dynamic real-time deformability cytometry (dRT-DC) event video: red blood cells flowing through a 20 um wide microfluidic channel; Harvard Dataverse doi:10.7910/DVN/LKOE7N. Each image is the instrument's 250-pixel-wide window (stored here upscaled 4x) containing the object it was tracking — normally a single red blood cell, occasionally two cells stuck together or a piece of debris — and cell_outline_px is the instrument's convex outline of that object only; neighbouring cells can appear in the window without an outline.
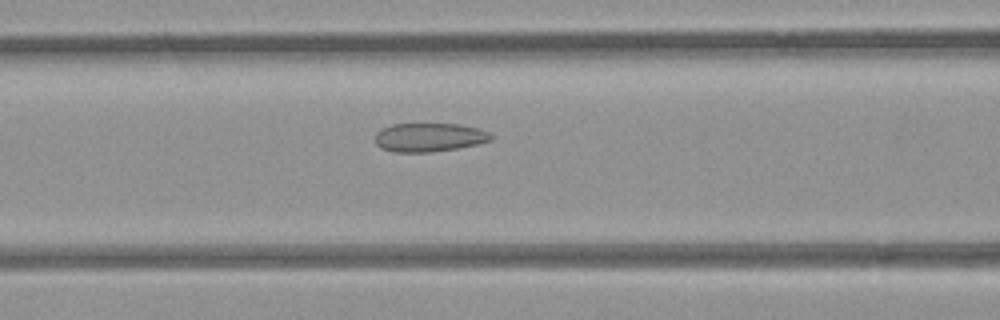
{"species": "common noctule bat (a hibernating species)", "species_latin": "Nyctalus noctula", "temperature_condition": "room temperature", "stored_images_in_passage": 36, "camera_frame_rate_fps": 3000, "um_per_image_px": 0.085, "animal": {"sex": "female", "body_mass_g": 21.9}, "frame": {"image": 1, "passage_image": 6, "time_ms": 1.667, "image_size_px": [1000, 320], "cell_outline_px": [[492, 140], [476, 144], [456, 148], [428, 152], [396, 152], [380, 148], [376, 144], [376, 132], [392, 124], [460, 124], [480, 128], [488, 132], [492, 136]], "centroid_in_image_um": [36.48, 11.67], "position_along_channel_um": 130.1, "area_um2": 19.25}}
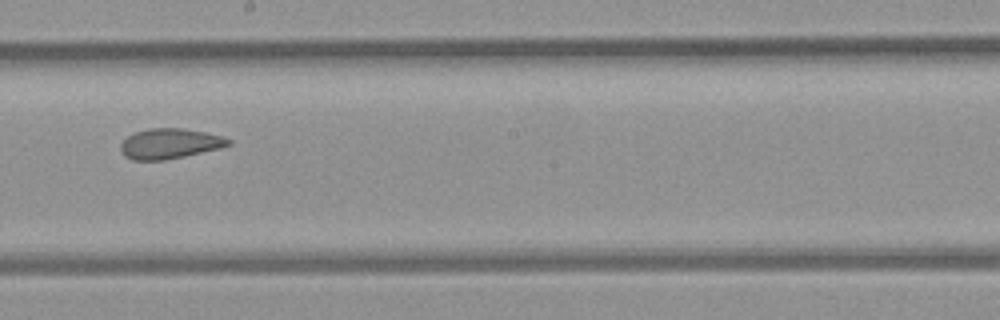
{"frame": {"image": 2, "passage_image": 14, "time_ms": 4.333, "image_size_px": [1000, 320], "cell_outline_px": [[232, 144], [220, 148], [184, 156], [164, 160], [132, 160], [124, 156], [120, 152], [120, 144], [128, 136], [136, 132], [148, 128], [184, 128], [224, 136], [232, 140]], "centroid_in_image_um": [14.43, 12.21], "position_along_channel_um": 233.8, "area_um2": 19.07}}
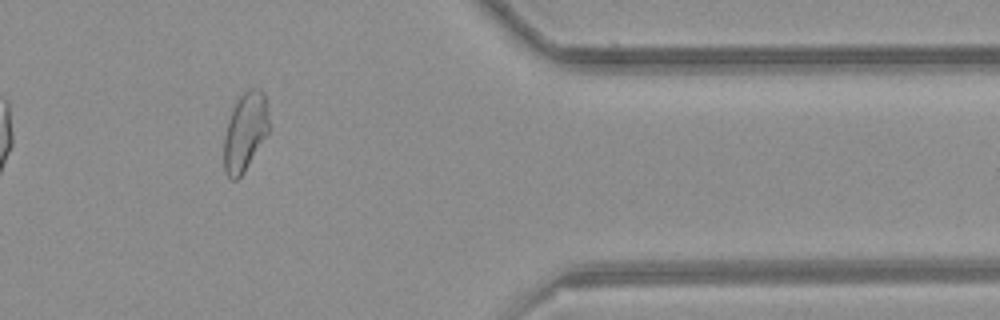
{"frame": {"image": 3, "passage_image": 28, "time_ms": 9.0, "image_size_px": [1000, 320], "cell_outline_px": [[268, 132], [244, 172], [236, 180], [232, 180], [224, 172], [224, 136], [228, 120], [232, 108], [236, 100], [248, 88], [260, 88], [264, 92], [268, 116]], "centroid_in_image_um": [20.81, 11.18], "position_along_channel_um": 390.6, "area_um2": 20.52}}